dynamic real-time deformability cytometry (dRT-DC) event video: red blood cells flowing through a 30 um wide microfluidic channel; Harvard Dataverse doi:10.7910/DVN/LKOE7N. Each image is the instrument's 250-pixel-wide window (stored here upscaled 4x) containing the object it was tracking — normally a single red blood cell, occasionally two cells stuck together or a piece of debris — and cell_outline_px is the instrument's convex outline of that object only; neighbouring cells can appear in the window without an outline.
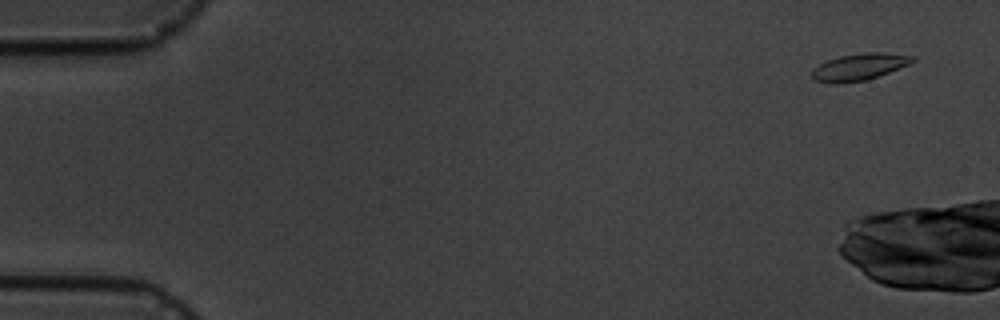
{"species": "common noctule bat (a hibernating species)", "species_latin": "Nyctalus noctula", "temperature_condition": "cold", "stored_images_in_passage": 3, "camera_frame_rate_fps": 3000, "um_per_image_px": 0.085, "animal": {"sex": "male", "body_mass_g": 19.5, "forearm_length_mm": 54.6}, "frame": {"image": 1, "passage_image": 1, "time_ms": 0.0, "image_size_px": [1000, 320], "cell_outline_px": [[916, 60], [908, 64], [868, 80], [836, 84], [832, 84], [812, 80], [808, 76], [812, 68], [828, 60], [840, 56], [864, 52], [880, 52], [916, 56]], "centroid_in_image_um": [72.96, 5.7], "position_along_channel_um": 12.0, "area_um2": 15.95}}